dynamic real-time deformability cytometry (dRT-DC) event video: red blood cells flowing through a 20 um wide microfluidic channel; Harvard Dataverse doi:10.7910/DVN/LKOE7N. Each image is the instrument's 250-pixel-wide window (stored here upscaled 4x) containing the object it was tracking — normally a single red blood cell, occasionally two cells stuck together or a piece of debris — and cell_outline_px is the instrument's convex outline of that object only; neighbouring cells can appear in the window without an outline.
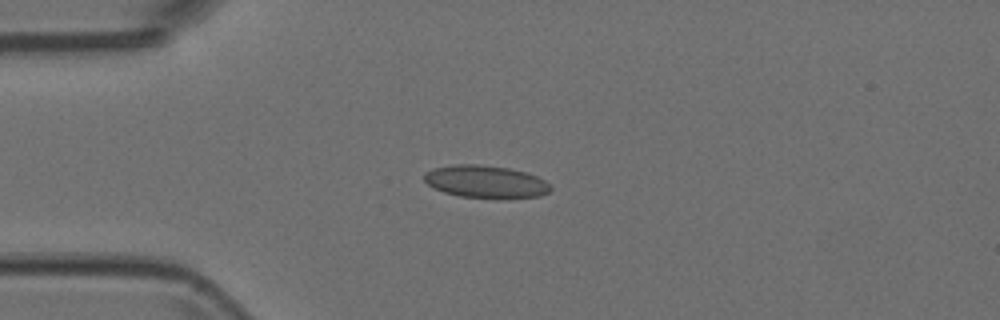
{"species": "Egyptian fruit bat (a non-hibernating species)", "species_latin": "Rousettus aegyptiacus", "temperature_condition": "room temperature", "stored_images_in_passage": 9, "camera_frame_rate_fps": 3000, "um_per_image_px": 0.085, "animal": {"sex": "female"}, "frame": {"image": 1, "passage_image": 3, "time_ms": 0.667, "image_size_px": [1000, 320], "cell_outline_px": [[552, 188], [548, 192], [540, 196], [500, 200], [496, 200], [460, 196], [444, 192], [432, 188], [424, 180], [424, 176], [428, 172], [436, 168], [456, 164], [476, 164], [508, 168], [528, 172], [544, 180]], "centroid_in_image_um": [41.32, 15.48], "position_along_channel_um": 43.7, "area_um2": 24.28}}
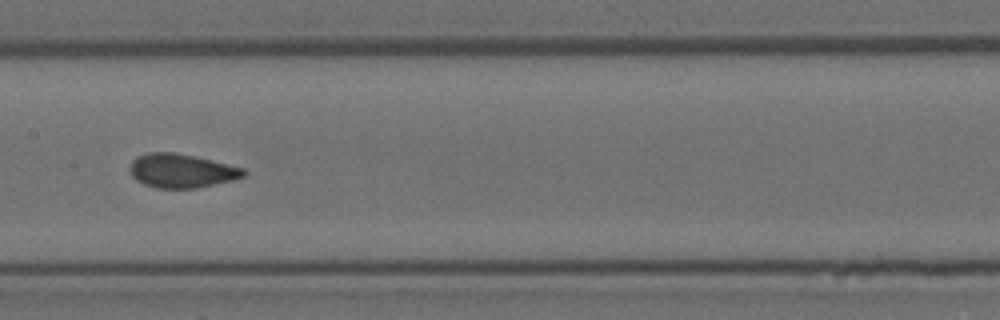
{"frame": {"image": 2, "passage_image": 7, "time_ms": 2.0, "image_size_px": [1000, 320], "cell_outline_px": [[248, 172], [244, 176], [232, 180], [196, 188], [156, 188], [144, 184], [136, 180], [132, 176], [128, 168], [132, 160], [136, 156], [148, 152], [176, 152], [244, 168]], "centroid_in_image_um": [15.38, 14.51], "position_along_channel_um": 192.0, "area_um2": 22.48}}
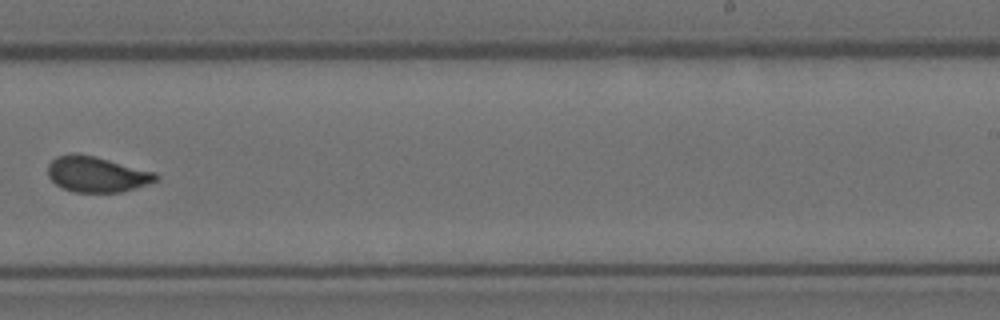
{"frame": {"image": 3, "passage_image": 9, "time_ms": 2.667, "image_size_px": [1000, 320], "cell_outline_px": [[160, 176], [156, 180], [148, 184], [124, 192], [76, 192], [60, 188], [48, 176], [48, 164], [56, 156], [72, 152], [96, 156], [156, 172]], "centroid_in_image_um": [8.22, 14.8], "position_along_channel_um": 280.8, "area_um2": 22.72}}